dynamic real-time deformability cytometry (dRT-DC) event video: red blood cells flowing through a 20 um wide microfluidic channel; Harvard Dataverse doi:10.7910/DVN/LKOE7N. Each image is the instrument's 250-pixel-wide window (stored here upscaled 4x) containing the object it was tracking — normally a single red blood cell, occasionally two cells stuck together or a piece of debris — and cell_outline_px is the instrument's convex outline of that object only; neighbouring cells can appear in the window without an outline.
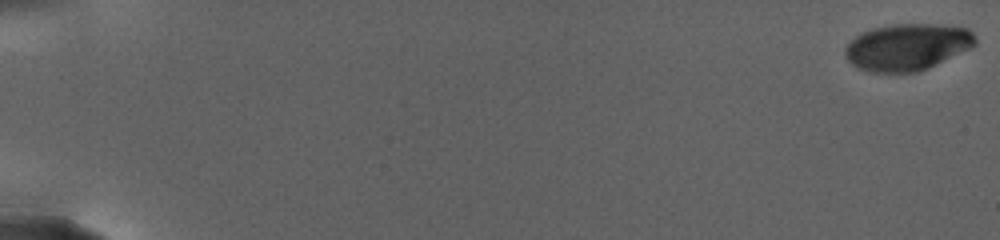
{"species": "human", "species_latin": "Homo sapiens", "temperature_condition": "warm", "stored_images_in_passage": 59, "camera_frame_rate_fps": 3000, "um_per_image_px": 0.085, "donor": {"sex": "female"}, "frame": {"image": 1, "passage_image": 1, "time_ms": 0.0, "image_size_px": [1000, 240], "cell_outline_px": [[976, 44], [928, 68], [916, 72], [872, 72], [860, 68], [852, 64], [848, 60], [844, 52], [844, 48], [860, 32], [872, 28], [892, 24], [932, 24], [968, 28], [972, 32], [976, 40]], "centroid_in_image_um": [77.08, 3.98], "position_along_channel_um": 7.9, "area_um2": 35.08}}
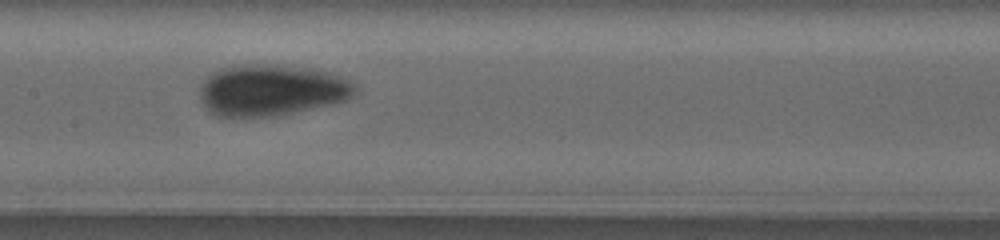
{"frame": {"image": 2, "passage_image": 32, "time_ms": 15.0, "image_size_px": [1000, 240], "cell_outline_px": [[356, 92], [348, 100], [332, 104], [280, 116], [220, 116], [212, 112], [204, 104], [200, 96], [200, 88], [204, 80], [212, 72], [228, 64], [280, 64], [316, 68], [336, 72], [356, 84]], "centroid_in_image_um": [23.15, 7.62], "position_along_channel_um": 184.3, "area_um2": 47.4}}
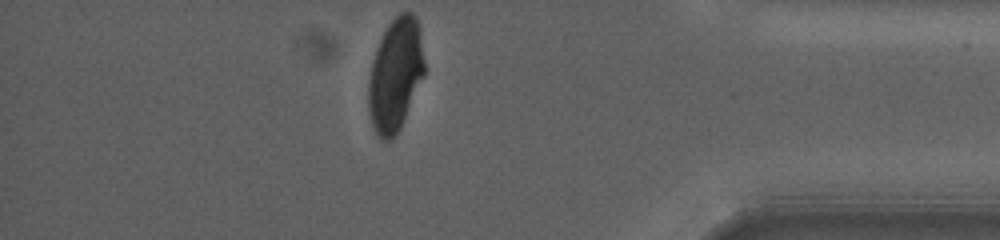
{"frame": {"image": 3, "passage_image": 59, "time_ms": 24.667, "image_size_px": [1000, 240], "cell_outline_px": [[424, 76], [400, 128], [396, 136], [392, 140], [380, 140], [372, 124], [368, 112], [368, 84], [372, 60], [376, 48], [388, 24], [400, 12], [412, 12], [416, 16], [424, 60]], "centroid_in_image_um": [33.59, 6.39], "position_along_channel_um": 401.6, "area_um2": 36.7}, "authors_computed_cell_mechanics": {"area_um2": 40.5178, "velocity_mm_per_s": 2.5312, "shape_relaxation_time_tau1_ms": 4.9702, "shape_relaxation_time_tau2_ms": null, "deformation_change_tau1": 0.146, "deformation_change_tau2": null}}